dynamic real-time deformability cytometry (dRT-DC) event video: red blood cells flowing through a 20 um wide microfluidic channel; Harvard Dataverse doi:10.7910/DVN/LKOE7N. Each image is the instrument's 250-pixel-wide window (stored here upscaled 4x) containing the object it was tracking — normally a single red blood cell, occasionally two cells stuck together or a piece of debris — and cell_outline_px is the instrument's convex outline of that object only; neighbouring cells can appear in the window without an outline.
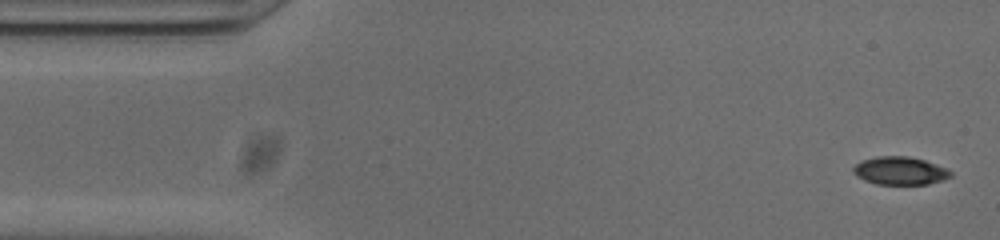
{"species": "common noctule bat (a hibernating species)", "species_latin": "Nyctalus noctula", "temperature_condition": "cold", "stored_images_in_passage": 41, "camera_frame_rate_fps": 3000, "um_per_image_px": 0.085, "animal": {"sex": "male", "body_mass_g": 20.0, "forearm_length_mm": 53.3}, "frame": {"image": 1, "passage_image": 2, "time_ms": 0.333, "image_size_px": [1000, 240], "cell_outline_px": [[952, 176], [944, 180], [928, 184], [876, 184], [864, 180], [856, 176], [852, 172], [852, 168], [860, 160], [876, 156], [908, 156], [924, 160], [948, 168], [952, 172]], "centroid_in_image_um": [76.49, 14.51], "position_along_channel_um": 8.5, "area_um2": 16.13}}
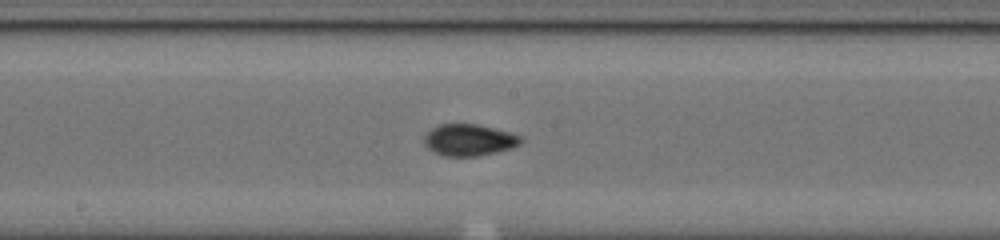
{"frame": {"image": 2, "passage_image": 26, "time_ms": 8.333, "image_size_px": [1000, 240], "cell_outline_px": [[524, 140], [520, 144], [512, 148], [496, 152], [476, 156], [444, 156], [432, 152], [424, 144], [424, 136], [432, 128], [440, 124], [476, 124], [508, 132], [520, 136]], "centroid_in_image_um": [39.85, 11.91], "position_along_channel_um": 208.3, "area_um2": 17.74}}
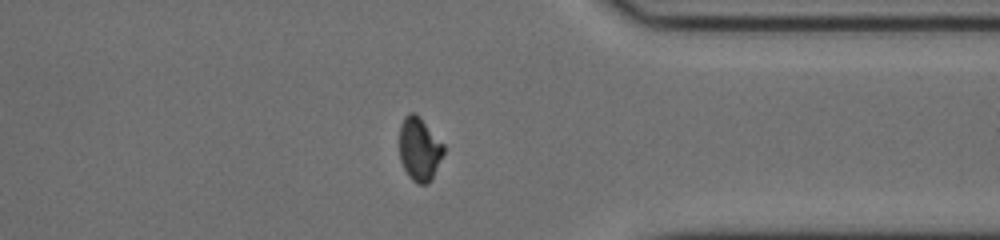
{"frame": {"image": 3, "passage_image": 40, "time_ms": 13.0, "image_size_px": [1000, 240], "cell_outline_px": [[444, 152], [432, 180], [428, 184], [416, 184], [408, 176], [400, 160], [400, 124], [404, 116], [408, 112], [416, 112], [420, 116], [444, 144]], "centroid_in_image_um": [35.65, 12.66], "position_along_channel_um": 375.7, "area_um2": 16.65}}